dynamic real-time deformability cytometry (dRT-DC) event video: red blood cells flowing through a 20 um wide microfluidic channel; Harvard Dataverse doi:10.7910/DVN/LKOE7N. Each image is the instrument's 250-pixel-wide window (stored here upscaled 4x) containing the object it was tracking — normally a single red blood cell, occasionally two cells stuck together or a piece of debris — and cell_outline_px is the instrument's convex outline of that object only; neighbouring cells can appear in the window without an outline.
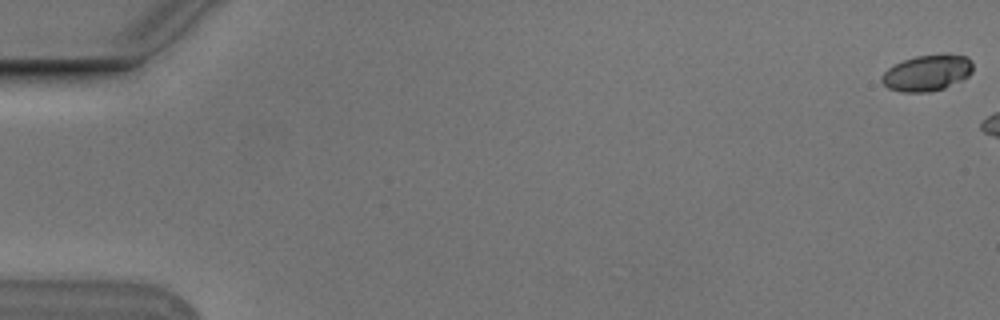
{"species": "Egyptian fruit bat (a non-hibernating species)", "species_latin": "Rousettus aegyptiacus", "temperature_condition": "cold", "stored_images_in_passage": 4, "camera_frame_rate_fps": 3000, "um_per_image_px": 0.085, "animal": {"sex": "male"}, "frame": {"image": 1, "passage_image": 1, "time_ms": 0.0, "image_size_px": [1000, 320], "cell_outline_px": [[972, 72], [968, 76], [944, 88], [928, 92], [900, 92], [888, 88], [880, 80], [880, 76], [888, 68], [904, 60], [916, 56], [944, 52], [948, 52], [968, 56], [972, 60]], "centroid_in_image_um": [78.82, 6.16], "position_along_channel_um": 6.2, "area_um2": 19.54}}